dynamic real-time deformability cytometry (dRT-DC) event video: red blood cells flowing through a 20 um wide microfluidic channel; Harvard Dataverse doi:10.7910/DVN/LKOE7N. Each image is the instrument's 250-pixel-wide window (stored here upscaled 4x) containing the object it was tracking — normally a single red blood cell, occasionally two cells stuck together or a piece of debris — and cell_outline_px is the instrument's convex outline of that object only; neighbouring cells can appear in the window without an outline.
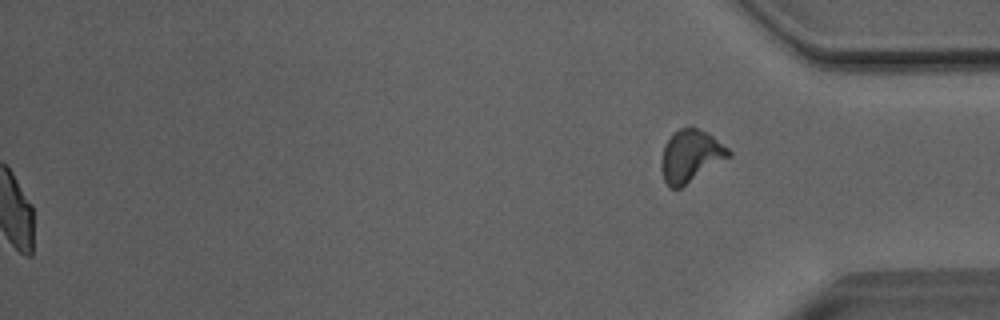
{"species": "Egyptian fruit bat (a non-hibernating species)", "species_latin": "Rousettus aegyptiacus", "temperature_condition": "room temperature", "stored_images_in_passage": 52, "segment_of_instrument_passage": [2, 2], "camera_frame_rate_fps": 3000, "um_per_image_px": 0.085, "animal": {"sex": "male"}, "frame": {"image": 1, "passage_image": 52, "time_ms": 17.0, "image_size_px": [1000, 320], "cell_outline_px": [[732, 156], [680, 188], [668, 188], [664, 180], [660, 168], [660, 160], [664, 144], [680, 128], [696, 128], [708, 132], [728, 148], [732, 152]], "centroid_in_image_um": [58.7, 13.28], "position_along_channel_um": 376.5, "area_um2": 20.52}}